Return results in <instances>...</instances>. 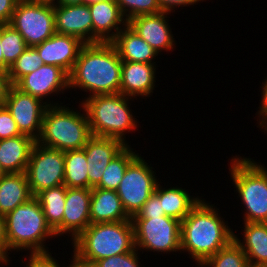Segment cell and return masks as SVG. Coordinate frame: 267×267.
Instances as JSON below:
<instances>
[{"instance_id": "obj_1", "label": "cell", "mask_w": 267, "mask_h": 267, "mask_svg": "<svg viewBox=\"0 0 267 267\" xmlns=\"http://www.w3.org/2000/svg\"><path fill=\"white\" fill-rule=\"evenodd\" d=\"M122 60L111 42L85 44L69 74V89L95 95L120 93Z\"/></svg>"}, {"instance_id": "obj_2", "label": "cell", "mask_w": 267, "mask_h": 267, "mask_svg": "<svg viewBox=\"0 0 267 267\" xmlns=\"http://www.w3.org/2000/svg\"><path fill=\"white\" fill-rule=\"evenodd\" d=\"M218 212L201 198L181 221V251L188 252L198 266L234 240L233 230Z\"/></svg>"}, {"instance_id": "obj_3", "label": "cell", "mask_w": 267, "mask_h": 267, "mask_svg": "<svg viewBox=\"0 0 267 267\" xmlns=\"http://www.w3.org/2000/svg\"><path fill=\"white\" fill-rule=\"evenodd\" d=\"M74 260L88 266L135 249L132 221L90 224L72 241Z\"/></svg>"}, {"instance_id": "obj_4", "label": "cell", "mask_w": 267, "mask_h": 267, "mask_svg": "<svg viewBox=\"0 0 267 267\" xmlns=\"http://www.w3.org/2000/svg\"><path fill=\"white\" fill-rule=\"evenodd\" d=\"M6 238L10 251L30 254L49 253L46 239L56 237L47 224L38 199L33 196L5 216ZM46 246V247H45Z\"/></svg>"}, {"instance_id": "obj_5", "label": "cell", "mask_w": 267, "mask_h": 267, "mask_svg": "<svg viewBox=\"0 0 267 267\" xmlns=\"http://www.w3.org/2000/svg\"><path fill=\"white\" fill-rule=\"evenodd\" d=\"M79 106L83 113L61 104L49 105L36 142L63 152L83 149L92 134L85 108L82 103Z\"/></svg>"}, {"instance_id": "obj_6", "label": "cell", "mask_w": 267, "mask_h": 267, "mask_svg": "<svg viewBox=\"0 0 267 267\" xmlns=\"http://www.w3.org/2000/svg\"><path fill=\"white\" fill-rule=\"evenodd\" d=\"M131 99L121 93L85 97L80 103L87 113L91 134L118 139L128 145L125 134L134 132L138 126L129 106Z\"/></svg>"}, {"instance_id": "obj_7", "label": "cell", "mask_w": 267, "mask_h": 267, "mask_svg": "<svg viewBox=\"0 0 267 267\" xmlns=\"http://www.w3.org/2000/svg\"><path fill=\"white\" fill-rule=\"evenodd\" d=\"M230 163L232 184L246 208L244 222L267 223V168L237 155Z\"/></svg>"}, {"instance_id": "obj_8", "label": "cell", "mask_w": 267, "mask_h": 267, "mask_svg": "<svg viewBox=\"0 0 267 267\" xmlns=\"http://www.w3.org/2000/svg\"><path fill=\"white\" fill-rule=\"evenodd\" d=\"M9 24L23 36L28 47L41 44L56 33L54 3L19 0Z\"/></svg>"}, {"instance_id": "obj_9", "label": "cell", "mask_w": 267, "mask_h": 267, "mask_svg": "<svg viewBox=\"0 0 267 267\" xmlns=\"http://www.w3.org/2000/svg\"><path fill=\"white\" fill-rule=\"evenodd\" d=\"M131 221L137 250L156 251L160 254L181 252V221L169 216Z\"/></svg>"}, {"instance_id": "obj_10", "label": "cell", "mask_w": 267, "mask_h": 267, "mask_svg": "<svg viewBox=\"0 0 267 267\" xmlns=\"http://www.w3.org/2000/svg\"><path fill=\"white\" fill-rule=\"evenodd\" d=\"M139 154L129 163L116 192L127 215H137L154 193L157 183L156 172ZM155 172V173H154Z\"/></svg>"}, {"instance_id": "obj_11", "label": "cell", "mask_w": 267, "mask_h": 267, "mask_svg": "<svg viewBox=\"0 0 267 267\" xmlns=\"http://www.w3.org/2000/svg\"><path fill=\"white\" fill-rule=\"evenodd\" d=\"M64 152L34 144L26 168V177L31 194L64 184Z\"/></svg>"}, {"instance_id": "obj_12", "label": "cell", "mask_w": 267, "mask_h": 267, "mask_svg": "<svg viewBox=\"0 0 267 267\" xmlns=\"http://www.w3.org/2000/svg\"><path fill=\"white\" fill-rule=\"evenodd\" d=\"M22 92L11 85L3 105L12 115L21 134L37 140L41 133L42 121L49 105H59ZM43 103V104H42Z\"/></svg>"}, {"instance_id": "obj_13", "label": "cell", "mask_w": 267, "mask_h": 267, "mask_svg": "<svg viewBox=\"0 0 267 267\" xmlns=\"http://www.w3.org/2000/svg\"><path fill=\"white\" fill-rule=\"evenodd\" d=\"M91 189L67 188L62 223L54 230L56 237L71 234L74 241L90 224Z\"/></svg>"}, {"instance_id": "obj_14", "label": "cell", "mask_w": 267, "mask_h": 267, "mask_svg": "<svg viewBox=\"0 0 267 267\" xmlns=\"http://www.w3.org/2000/svg\"><path fill=\"white\" fill-rule=\"evenodd\" d=\"M15 86L22 92L44 101V98L51 97V94L57 95L69 90V75L58 66L44 64L23 76Z\"/></svg>"}, {"instance_id": "obj_15", "label": "cell", "mask_w": 267, "mask_h": 267, "mask_svg": "<svg viewBox=\"0 0 267 267\" xmlns=\"http://www.w3.org/2000/svg\"><path fill=\"white\" fill-rule=\"evenodd\" d=\"M55 31L93 43V23L89 4L54 5Z\"/></svg>"}, {"instance_id": "obj_16", "label": "cell", "mask_w": 267, "mask_h": 267, "mask_svg": "<svg viewBox=\"0 0 267 267\" xmlns=\"http://www.w3.org/2000/svg\"><path fill=\"white\" fill-rule=\"evenodd\" d=\"M84 45L74 36L55 33L34 48L44 64L58 66L69 75Z\"/></svg>"}, {"instance_id": "obj_17", "label": "cell", "mask_w": 267, "mask_h": 267, "mask_svg": "<svg viewBox=\"0 0 267 267\" xmlns=\"http://www.w3.org/2000/svg\"><path fill=\"white\" fill-rule=\"evenodd\" d=\"M168 12L141 15L132 18L127 25L144 39L158 54L169 51L175 47L172 29L169 26ZM160 52V53H159Z\"/></svg>"}, {"instance_id": "obj_18", "label": "cell", "mask_w": 267, "mask_h": 267, "mask_svg": "<svg viewBox=\"0 0 267 267\" xmlns=\"http://www.w3.org/2000/svg\"><path fill=\"white\" fill-rule=\"evenodd\" d=\"M127 145L109 137L91 136L84 146L88 165L89 189L97 187L109 162Z\"/></svg>"}, {"instance_id": "obj_19", "label": "cell", "mask_w": 267, "mask_h": 267, "mask_svg": "<svg viewBox=\"0 0 267 267\" xmlns=\"http://www.w3.org/2000/svg\"><path fill=\"white\" fill-rule=\"evenodd\" d=\"M89 9L93 23V43L111 42L128 23L116 0L97 1L89 4Z\"/></svg>"}, {"instance_id": "obj_20", "label": "cell", "mask_w": 267, "mask_h": 267, "mask_svg": "<svg viewBox=\"0 0 267 267\" xmlns=\"http://www.w3.org/2000/svg\"><path fill=\"white\" fill-rule=\"evenodd\" d=\"M156 65L122 61L120 93L134 98L150 97L156 80Z\"/></svg>"}, {"instance_id": "obj_21", "label": "cell", "mask_w": 267, "mask_h": 267, "mask_svg": "<svg viewBox=\"0 0 267 267\" xmlns=\"http://www.w3.org/2000/svg\"><path fill=\"white\" fill-rule=\"evenodd\" d=\"M91 224L131 221L125 212L121 200L114 190L91 189L90 201Z\"/></svg>"}, {"instance_id": "obj_22", "label": "cell", "mask_w": 267, "mask_h": 267, "mask_svg": "<svg viewBox=\"0 0 267 267\" xmlns=\"http://www.w3.org/2000/svg\"><path fill=\"white\" fill-rule=\"evenodd\" d=\"M243 224V240L234 233V241L245 252L250 267H267V223Z\"/></svg>"}, {"instance_id": "obj_23", "label": "cell", "mask_w": 267, "mask_h": 267, "mask_svg": "<svg viewBox=\"0 0 267 267\" xmlns=\"http://www.w3.org/2000/svg\"><path fill=\"white\" fill-rule=\"evenodd\" d=\"M122 61L155 64L158 53L126 25L111 41ZM154 58V59H153Z\"/></svg>"}, {"instance_id": "obj_24", "label": "cell", "mask_w": 267, "mask_h": 267, "mask_svg": "<svg viewBox=\"0 0 267 267\" xmlns=\"http://www.w3.org/2000/svg\"><path fill=\"white\" fill-rule=\"evenodd\" d=\"M36 143L32 137L19 135L0 140V164L6 173H23Z\"/></svg>"}, {"instance_id": "obj_25", "label": "cell", "mask_w": 267, "mask_h": 267, "mask_svg": "<svg viewBox=\"0 0 267 267\" xmlns=\"http://www.w3.org/2000/svg\"><path fill=\"white\" fill-rule=\"evenodd\" d=\"M31 194L26 173H6L0 179V214L6 215L28 201Z\"/></svg>"}, {"instance_id": "obj_26", "label": "cell", "mask_w": 267, "mask_h": 267, "mask_svg": "<svg viewBox=\"0 0 267 267\" xmlns=\"http://www.w3.org/2000/svg\"><path fill=\"white\" fill-rule=\"evenodd\" d=\"M154 193L159 197L165 215L179 221L185 219L201 200L198 196H190L185 188H163L160 183Z\"/></svg>"}, {"instance_id": "obj_27", "label": "cell", "mask_w": 267, "mask_h": 267, "mask_svg": "<svg viewBox=\"0 0 267 267\" xmlns=\"http://www.w3.org/2000/svg\"><path fill=\"white\" fill-rule=\"evenodd\" d=\"M66 194L67 187L63 184L39 192L35 196L42 207L47 224L53 231L63 221Z\"/></svg>"}, {"instance_id": "obj_28", "label": "cell", "mask_w": 267, "mask_h": 267, "mask_svg": "<svg viewBox=\"0 0 267 267\" xmlns=\"http://www.w3.org/2000/svg\"><path fill=\"white\" fill-rule=\"evenodd\" d=\"M64 162V185L67 188L89 189L88 163L84 149L64 152Z\"/></svg>"}, {"instance_id": "obj_29", "label": "cell", "mask_w": 267, "mask_h": 267, "mask_svg": "<svg viewBox=\"0 0 267 267\" xmlns=\"http://www.w3.org/2000/svg\"><path fill=\"white\" fill-rule=\"evenodd\" d=\"M127 145L106 167L100 184L95 188L114 190L118 188L129 163L138 155Z\"/></svg>"}, {"instance_id": "obj_30", "label": "cell", "mask_w": 267, "mask_h": 267, "mask_svg": "<svg viewBox=\"0 0 267 267\" xmlns=\"http://www.w3.org/2000/svg\"><path fill=\"white\" fill-rule=\"evenodd\" d=\"M28 46L23 36L10 24H1V48L4 56V71L25 51Z\"/></svg>"}, {"instance_id": "obj_31", "label": "cell", "mask_w": 267, "mask_h": 267, "mask_svg": "<svg viewBox=\"0 0 267 267\" xmlns=\"http://www.w3.org/2000/svg\"><path fill=\"white\" fill-rule=\"evenodd\" d=\"M250 267L247 256L242 248L233 240L211 257L204 260L198 267Z\"/></svg>"}, {"instance_id": "obj_32", "label": "cell", "mask_w": 267, "mask_h": 267, "mask_svg": "<svg viewBox=\"0 0 267 267\" xmlns=\"http://www.w3.org/2000/svg\"><path fill=\"white\" fill-rule=\"evenodd\" d=\"M42 65L44 63L38 51L34 47H27L9 68L8 75L11 85H15L23 76L37 70Z\"/></svg>"}, {"instance_id": "obj_33", "label": "cell", "mask_w": 267, "mask_h": 267, "mask_svg": "<svg viewBox=\"0 0 267 267\" xmlns=\"http://www.w3.org/2000/svg\"><path fill=\"white\" fill-rule=\"evenodd\" d=\"M119 9L128 22L134 17L160 13L158 0H116Z\"/></svg>"}, {"instance_id": "obj_34", "label": "cell", "mask_w": 267, "mask_h": 267, "mask_svg": "<svg viewBox=\"0 0 267 267\" xmlns=\"http://www.w3.org/2000/svg\"><path fill=\"white\" fill-rule=\"evenodd\" d=\"M138 254L140 253H138V250L135 248L131 252L118 254L116 256L96 261L92 267H141Z\"/></svg>"}, {"instance_id": "obj_35", "label": "cell", "mask_w": 267, "mask_h": 267, "mask_svg": "<svg viewBox=\"0 0 267 267\" xmlns=\"http://www.w3.org/2000/svg\"><path fill=\"white\" fill-rule=\"evenodd\" d=\"M22 135L15 120L4 105L0 106V140Z\"/></svg>"}, {"instance_id": "obj_36", "label": "cell", "mask_w": 267, "mask_h": 267, "mask_svg": "<svg viewBox=\"0 0 267 267\" xmlns=\"http://www.w3.org/2000/svg\"><path fill=\"white\" fill-rule=\"evenodd\" d=\"M166 216L162 210L159 197L153 193L146 203L143 205L141 210L137 215L133 216L131 219H150V217H162Z\"/></svg>"}, {"instance_id": "obj_37", "label": "cell", "mask_w": 267, "mask_h": 267, "mask_svg": "<svg viewBox=\"0 0 267 267\" xmlns=\"http://www.w3.org/2000/svg\"><path fill=\"white\" fill-rule=\"evenodd\" d=\"M30 256L28 257V263L25 264L26 266L24 267H60V264L58 263L57 259L53 258L50 253H43V254H29ZM72 261L70 262L69 266L67 267H72Z\"/></svg>"}, {"instance_id": "obj_38", "label": "cell", "mask_w": 267, "mask_h": 267, "mask_svg": "<svg viewBox=\"0 0 267 267\" xmlns=\"http://www.w3.org/2000/svg\"><path fill=\"white\" fill-rule=\"evenodd\" d=\"M204 0H158V4L162 12H175L176 7H187L189 5H196L198 2Z\"/></svg>"}, {"instance_id": "obj_39", "label": "cell", "mask_w": 267, "mask_h": 267, "mask_svg": "<svg viewBox=\"0 0 267 267\" xmlns=\"http://www.w3.org/2000/svg\"><path fill=\"white\" fill-rule=\"evenodd\" d=\"M19 0H0V23L9 24Z\"/></svg>"}, {"instance_id": "obj_40", "label": "cell", "mask_w": 267, "mask_h": 267, "mask_svg": "<svg viewBox=\"0 0 267 267\" xmlns=\"http://www.w3.org/2000/svg\"><path fill=\"white\" fill-rule=\"evenodd\" d=\"M265 81L262 82V93H261V102H260V107L258 110L257 115L259 119L258 123H259V127L263 128L266 124H267V77L266 79H264Z\"/></svg>"}, {"instance_id": "obj_41", "label": "cell", "mask_w": 267, "mask_h": 267, "mask_svg": "<svg viewBox=\"0 0 267 267\" xmlns=\"http://www.w3.org/2000/svg\"><path fill=\"white\" fill-rule=\"evenodd\" d=\"M10 86L8 72L0 70V105H3Z\"/></svg>"}, {"instance_id": "obj_42", "label": "cell", "mask_w": 267, "mask_h": 267, "mask_svg": "<svg viewBox=\"0 0 267 267\" xmlns=\"http://www.w3.org/2000/svg\"><path fill=\"white\" fill-rule=\"evenodd\" d=\"M8 244H3L0 243V265L5 264V265H9L10 264V257L9 255L11 254L10 252Z\"/></svg>"}, {"instance_id": "obj_43", "label": "cell", "mask_w": 267, "mask_h": 267, "mask_svg": "<svg viewBox=\"0 0 267 267\" xmlns=\"http://www.w3.org/2000/svg\"><path fill=\"white\" fill-rule=\"evenodd\" d=\"M0 243L8 244L6 238L5 217L0 214Z\"/></svg>"}, {"instance_id": "obj_44", "label": "cell", "mask_w": 267, "mask_h": 267, "mask_svg": "<svg viewBox=\"0 0 267 267\" xmlns=\"http://www.w3.org/2000/svg\"><path fill=\"white\" fill-rule=\"evenodd\" d=\"M84 3V0H56L54 5H77Z\"/></svg>"}, {"instance_id": "obj_45", "label": "cell", "mask_w": 267, "mask_h": 267, "mask_svg": "<svg viewBox=\"0 0 267 267\" xmlns=\"http://www.w3.org/2000/svg\"><path fill=\"white\" fill-rule=\"evenodd\" d=\"M0 70L4 71V56L1 48V23H0Z\"/></svg>"}, {"instance_id": "obj_46", "label": "cell", "mask_w": 267, "mask_h": 267, "mask_svg": "<svg viewBox=\"0 0 267 267\" xmlns=\"http://www.w3.org/2000/svg\"><path fill=\"white\" fill-rule=\"evenodd\" d=\"M72 267H92V266L81 264V263L75 261L73 258Z\"/></svg>"}, {"instance_id": "obj_47", "label": "cell", "mask_w": 267, "mask_h": 267, "mask_svg": "<svg viewBox=\"0 0 267 267\" xmlns=\"http://www.w3.org/2000/svg\"><path fill=\"white\" fill-rule=\"evenodd\" d=\"M6 174L5 170L2 168L0 164V179Z\"/></svg>"}, {"instance_id": "obj_48", "label": "cell", "mask_w": 267, "mask_h": 267, "mask_svg": "<svg viewBox=\"0 0 267 267\" xmlns=\"http://www.w3.org/2000/svg\"><path fill=\"white\" fill-rule=\"evenodd\" d=\"M97 1H102V0H84V3L91 4V3H94V2H97Z\"/></svg>"}, {"instance_id": "obj_49", "label": "cell", "mask_w": 267, "mask_h": 267, "mask_svg": "<svg viewBox=\"0 0 267 267\" xmlns=\"http://www.w3.org/2000/svg\"><path fill=\"white\" fill-rule=\"evenodd\" d=\"M34 1H47V2H55L56 0H34Z\"/></svg>"}, {"instance_id": "obj_50", "label": "cell", "mask_w": 267, "mask_h": 267, "mask_svg": "<svg viewBox=\"0 0 267 267\" xmlns=\"http://www.w3.org/2000/svg\"><path fill=\"white\" fill-rule=\"evenodd\" d=\"M262 129H264V132L266 131L267 134V124Z\"/></svg>"}]
</instances>
